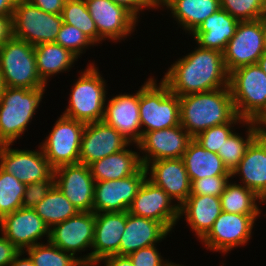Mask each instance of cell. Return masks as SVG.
Listing matches in <instances>:
<instances>
[{
  "mask_svg": "<svg viewBox=\"0 0 266 266\" xmlns=\"http://www.w3.org/2000/svg\"><path fill=\"white\" fill-rule=\"evenodd\" d=\"M160 5L166 6L173 18L190 34L221 8L220 0H158V7Z\"/></svg>",
  "mask_w": 266,
  "mask_h": 266,
  "instance_id": "f1b7e54d",
  "label": "cell"
},
{
  "mask_svg": "<svg viewBox=\"0 0 266 266\" xmlns=\"http://www.w3.org/2000/svg\"><path fill=\"white\" fill-rule=\"evenodd\" d=\"M220 7L239 21L258 20L265 14L263 0H220Z\"/></svg>",
  "mask_w": 266,
  "mask_h": 266,
  "instance_id": "f35d334b",
  "label": "cell"
},
{
  "mask_svg": "<svg viewBox=\"0 0 266 266\" xmlns=\"http://www.w3.org/2000/svg\"><path fill=\"white\" fill-rule=\"evenodd\" d=\"M55 185L54 174L45 181H36L26 184L22 208H34Z\"/></svg>",
  "mask_w": 266,
  "mask_h": 266,
  "instance_id": "b9f144b4",
  "label": "cell"
},
{
  "mask_svg": "<svg viewBox=\"0 0 266 266\" xmlns=\"http://www.w3.org/2000/svg\"><path fill=\"white\" fill-rule=\"evenodd\" d=\"M96 265H98V263L93 262V263H81L79 266H96Z\"/></svg>",
  "mask_w": 266,
  "mask_h": 266,
  "instance_id": "9f6ffc18",
  "label": "cell"
},
{
  "mask_svg": "<svg viewBox=\"0 0 266 266\" xmlns=\"http://www.w3.org/2000/svg\"><path fill=\"white\" fill-rule=\"evenodd\" d=\"M145 168L151 175L148 179L176 199L179 207L191 194V181L182 158L155 160Z\"/></svg>",
  "mask_w": 266,
  "mask_h": 266,
  "instance_id": "603a6c76",
  "label": "cell"
},
{
  "mask_svg": "<svg viewBox=\"0 0 266 266\" xmlns=\"http://www.w3.org/2000/svg\"><path fill=\"white\" fill-rule=\"evenodd\" d=\"M55 43L70 50L79 57L83 50L94 43L77 27L63 23L60 28Z\"/></svg>",
  "mask_w": 266,
  "mask_h": 266,
  "instance_id": "ab89813d",
  "label": "cell"
},
{
  "mask_svg": "<svg viewBox=\"0 0 266 266\" xmlns=\"http://www.w3.org/2000/svg\"><path fill=\"white\" fill-rule=\"evenodd\" d=\"M265 50L266 41L260 19L240 21L235 35L222 53L227 72L257 64Z\"/></svg>",
  "mask_w": 266,
  "mask_h": 266,
  "instance_id": "30bf717a",
  "label": "cell"
},
{
  "mask_svg": "<svg viewBox=\"0 0 266 266\" xmlns=\"http://www.w3.org/2000/svg\"><path fill=\"white\" fill-rule=\"evenodd\" d=\"M17 0H0V15H13Z\"/></svg>",
  "mask_w": 266,
  "mask_h": 266,
  "instance_id": "681fc988",
  "label": "cell"
},
{
  "mask_svg": "<svg viewBox=\"0 0 266 266\" xmlns=\"http://www.w3.org/2000/svg\"><path fill=\"white\" fill-rule=\"evenodd\" d=\"M133 266H170L172 262L164 261L155 245L141 248L130 255Z\"/></svg>",
  "mask_w": 266,
  "mask_h": 266,
  "instance_id": "7bdbcfd3",
  "label": "cell"
},
{
  "mask_svg": "<svg viewBox=\"0 0 266 266\" xmlns=\"http://www.w3.org/2000/svg\"><path fill=\"white\" fill-rule=\"evenodd\" d=\"M32 5L51 14H61L66 0H28Z\"/></svg>",
  "mask_w": 266,
  "mask_h": 266,
  "instance_id": "bcb514c9",
  "label": "cell"
},
{
  "mask_svg": "<svg viewBox=\"0 0 266 266\" xmlns=\"http://www.w3.org/2000/svg\"><path fill=\"white\" fill-rule=\"evenodd\" d=\"M179 59L165 73L163 81L178 96L209 92L229 86L222 52L198 46Z\"/></svg>",
  "mask_w": 266,
  "mask_h": 266,
  "instance_id": "6da1fadb",
  "label": "cell"
},
{
  "mask_svg": "<svg viewBox=\"0 0 266 266\" xmlns=\"http://www.w3.org/2000/svg\"><path fill=\"white\" fill-rule=\"evenodd\" d=\"M44 91L45 88L6 87L0 96V145L12 144L24 134Z\"/></svg>",
  "mask_w": 266,
  "mask_h": 266,
  "instance_id": "277c9868",
  "label": "cell"
},
{
  "mask_svg": "<svg viewBox=\"0 0 266 266\" xmlns=\"http://www.w3.org/2000/svg\"><path fill=\"white\" fill-rule=\"evenodd\" d=\"M5 89H6V84H5V81L3 79V75L0 71V96L5 91Z\"/></svg>",
  "mask_w": 266,
  "mask_h": 266,
  "instance_id": "db71d44e",
  "label": "cell"
},
{
  "mask_svg": "<svg viewBox=\"0 0 266 266\" xmlns=\"http://www.w3.org/2000/svg\"><path fill=\"white\" fill-rule=\"evenodd\" d=\"M173 199L148 177L135 196L128 212L157 222H161L169 231L180 220L179 206L172 205Z\"/></svg>",
  "mask_w": 266,
  "mask_h": 266,
  "instance_id": "5bb4252c",
  "label": "cell"
},
{
  "mask_svg": "<svg viewBox=\"0 0 266 266\" xmlns=\"http://www.w3.org/2000/svg\"><path fill=\"white\" fill-rule=\"evenodd\" d=\"M142 167L140 155L126 148L89 165L95 182L123 179L136 174Z\"/></svg>",
  "mask_w": 266,
  "mask_h": 266,
  "instance_id": "83f0119b",
  "label": "cell"
},
{
  "mask_svg": "<svg viewBox=\"0 0 266 266\" xmlns=\"http://www.w3.org/2000/svg\"><path fill=\"white\" fill-rule=\"evenodd\" d=\"M0 71L6 87L45 88L38 75L34 46L12 37L0 48Z\"/></svg>",
  "mask_w": 266,
  "mask_h": 266,
  "instance_id": "52a82bcc",
  "label": "cell"
},
{
  "mask_svg": "<svg viewBox=\"0 0 266 266\" xmlns=\"http://www.w3.org/2000/svg\"><path fill=\"white\" fill-rule=\"evenodd\" d=\"M34 54L38 75L45 84L50 76L67 71L78 59L70 50L55 42L34 46Z\"/></svg>",
  "mask_w": 266,
  "mask_h": 266,
  "instance_id": "4dcf8cb0",
  "label": "cell"
},
{
  "mask_svg": "<svg viewBox=\"0 0 266 266\" xmlns=\"http://www.w3.org/2000/svg\"><path fill=\"white\" fill-rule=\"evenodd\" d=\"M259 214H236L222 211L210 231L201 239L207 249L228 253L250 239Z\"/></svg>",
  "mask_w": 266,
  "mask_h": 266,
  "instance_id": "8fae6325",
  "label": "cell"
},
{
  "mask_svg": "<svg viewBox=\"0 0 266 266\" xmlns=\"http://www.w3.org/2000/svg\"><path fill=\"white\" fill-rule=\"evenodd\" d=\"M33 209L49 229L79 212L56 185Z\"/></svg>",
  "mask_w": 266,
  "mask_h": 266,
  "instance_id": "1f68e13d",
  "label": "cell"
},
{
  "mask_svg": "<svg viewBox=\"0 0 266 266\" xmlns=\"http://www.w3.org/2000/svg\"><path fill=\"white\" fill-rule=\"evenodd\" d=\"M13 15H0V48L13 37Z\"/></svg>",
  "mask_w": 266,
  "mask_h": 266,
  "instance_id": "7dc6e473",
  "label": "cell"
},
{
  "mask_svg": "<svg viewBox=\"0 0 266 266\" xmlns=\"http://www.w3.org/2000/svg\"><path fill=\"white\" fill-rule=\"evenodd\" d=\"M193 137L181 126L146 132L136 145L145 153L140 156L145 167L149 162L162 159L182 158Z\"/></svg>",
  "mask_w": 266,
  "mask_h": 266,
  "instance_id": "9a60e30c",
  "label": "cell"
},
{
  "mask_svg": "<svg viewBox=\"0 0 266 266\" xmlns=\"http://www.w3.org/2000/svg\"><path fill=\"white\" fill-rule=\"evenodd\" d=\"M61 15L63 23L77 27L94 44L99 43V34L85 0H66Z\"/></svg>",
  "mask_w": 266,
  "mask_h": 266,
  "instance_id": "e575fe53",
  "label": "cell"
},
{
  "mask_svg": "<svg viewBox=\"0 0 266 266\" xmlns=\"http://www.w3.org/2000/svg\"><path fill=\"white\" fill-rule=\"evenodd\" d=\"M118 5L123 6L129 12H131L137 19L139 11L143 8H158V0H110ZM142 9V10H141Z\"/></svg>",
  "mask_w": 266,
  "mask_h": 266,
  "instance_id": "ee69618b",
  "label": "cell"
},
{
  "mask_svg": "<svg viewBox=\"0 0 266 266\" xmlns=\"http://www.w3.org/2000/svg\"><path fill=\"white\" fill-rule=\"evenodd\" d=\"M106 266H133L128 256L110 255L102 259Z\"/></svg>",
  "mask_w": 266,
  "mask_h": 266,
  "instance_id": "c3c4849f",
  "label": "cell"
},
{
  "mask_svg": "<svg viewBox=\"0 0 266 266\" xmlns=\"http://www.w3.org/2000/svg\"><path fill=\"white\" fill-rule=\"evenodd\" d=\"M3 234L19 251L33 247L47 235L49 228L33 208H19L0 219ZM24 249V250H23Z\"/></svg>",
  "mask_w": 266,
  "mask_h": 266,
  "instance_id": "ac0fdd59",
  "label": "cell"
},
{
  "mask_svg": "<svg viewBox=\"0 0 266 266\" xmlns=\"http://www.w3.org/2000/svg\"><path fill=\"white\" fill-rule=\"evenodd\" d=\"M257 64L259 65V67L264 71V73L266 74V50L265 52L262 54V56L260 57V59L258 60Z\"/></svg>",
  "mask_w": 266,
  "mask_h": 266,
  "instance_id": "816d5d0a",
  "label": "cell"
},
{
  "mask_svg": "<svg viewBox=\"0 0 266 266\" xmlns=\"http://www.w3.org/2000/svg\"><path fill=\"white\" fill-rule=\"evenodd\" d=\"M104 109L103 121L116 129L130 143L138 144L142 138L139 90L134 94H119L111 98Z\"/></svg>",
  "mask_w": 266,
  "mask_h": 266,
  "instance_id": "7402d4cb",
  "label": "cell"
},
{
  "mask_svg": "<svg viewBox=\"0 0 266 266\" xmlns=\"http://www.w3.org/2000/svg\"><path fill=\"white\" fill-rule=\"evenodd\" d=\"M221 212L220 197L210 195H189L179 207L180 217L185 214L188 225L199 239L210 231Z\"/></svg>",
  "mask_w": 266,
  "mask_h": 266,
  "instance_id": "4316f807",
  "label": "cell"
},
{
  "mask_svg": "<svg viewBox=\"0 0 266 266\" xmlns=\"http://www.w3.org/2000/svg\"><path fill=\"white\" fill-rule=\"evenodd\" d=\"M25 253V251H20L15 258L13 259L12 263L9 266H34L32 259L29 257L20 258Z\"/></svg>",
  "mask_w": 266,
  "mask_h": 266,
  "instance_id": "f907efd6",
  "label": "cell"
},
{
  "mask_svg": "<svg viewBox=\"0 0 266 266\" xmlns=\"http://www.w3.org/2000/svg\"><path fill=\"white\" fill-rule=\"evenodd\" d=\"M256 200L263 203L254 191L244 185L227 183L224 192L220 195L222 211L236 214H261Z\"/></svg>",
  "mask_w": 266,
  "mask_h": 266,
  "instance_id": "d6a6232c",
  "label": "cell"
},
{
  "mask_svg": "<svg viewBox=\"0 0 266 266\" xmlns=\"http://www.w3.org/2000/svg\"><path fill=\"white\" fill-rule=\"evenodd\" d=\"M95 213L78 212L49 230V242L72 254L91 247L94 239Z\"/></svg>",
  "mask_w": 266,
  "mask_h": 266,
  "instance_id": "44dd1931",
  "label": "cell"
},
{
  "mask_svg": "<svg viewBox=\"0 0 266 266\" xmlns=\"http://www.w3.org/2000/svg\"><path fill=\"white\" fill-rule=\"evenodd\" d=\"M131 143L116 129L102 121L86 124L81 138L79 163H91L122 151Z\"/></svg>",
  "mask_w": 266,
  "mask_h": 266,
  "instance_id": "ffe728a7",
  "label": "cell"
},
{
  "mask_svg": "<svg viewBox=\"0 0 266 266\" xmlns=\"http://www.w3.org/2000/svg\"><path fill=\"white\" fill-rule=\"evenodd\" d=\"M55 185L80 211L92 212L95 180L83 163L63 165L54 170Z\"/></svg>",
  "mask_w": 266,
  "mask_h": 266,
  "instance_id": "e0dca14e",
  "label": "cell"
},
{
  "mask_svg": "<svg viewBox=\"0 0 266 266\" xmlns=\"http://www.w3.org/2000/svg\"><path fill=\"white\" fill-rule=\"evenodd\" d=\"M26 184L0 168V219L22 208Z\"/></svg>",
  "mask_w": 266,
  "mask_h": 266,
  "instance_id": "8d00e7d4",
  "label": "cell"
},
{
  "mask_svg": "<svg viewBox=\"0 0 266 266\" xmlns=\"http://www.w3.org/2000/svg\"><path fill=\"white\" fill-rule=\"evenodd\" d=\"M11 144L0 145V168L12 174L24 184L45 181L54 174V169L39 151L11 149Z\"/></svg>",
  "mask_w": 266,
  "mask_h": 266,
  "instance_id": "4fadbf2b",
  "label": "cell"
},
{
  "mask_svg": "<svg viewBox=\"0 0 266 266\" xmlns=\"http://www.w3.org/2000/svg\"><path fill=\"white\" fill-rule=\"evenodd\" d=\"M245 123L249 127L247 128L248 131H246L247 138L244 139L240 135L236 134V132H233L227 140H225L224 145L217 153L230 172L239 165L248 146L262 132L261 123L253 121H245Z\"/></svg>",
  "mask_w": 266,
  "mask_h": 266,
  "instance_id": "836d02e7",
  "label": "cell"
},
{
  "mask_svg": "<svg viewBox=\"0 0 266 266\" xmlns=\"http://www.w3.org/2000/svg\"><path fill=\"white\" fill-rule=\"evenodd\" d=\"M139 113L142 136L146 132L161 130L180 125L179 96L170 92L168 85L161 79L148 78L139 90Z\"/></svg>",
  "mask_w": 266,
  "mask_h": 266,
  "instance_id": "5b68a950",
  "label": "cell"
},
{
  "mask_svg": "<svg viewBox=\"0 0 266 266\" xmlns=\"http://www.w3.org/2000/svg\"><path fill=\"white\" fill-rule=\"evenodd\" d=\"M239 20L220 8L192 33L199 47L222 52L235 35Z\"/></svg>",
  "mask_w": 266,
  "mask_h": 266,
  "instance_id": "484cf974",
  "label": "cell"
},
{
  "mask_svg": "<svg viewBox=\"0 0 266 266\" xmlns=\"http://www.w3.org/2000/svg\"><path fill=\"white\" fill-rule=\"evenodd\" d=\"M263 5H264L265 13H266V0H263Z\"/></svg>",
  "mask_w": 266,
  "mask_h": 266,
  "instance_id": "6f0895ef",
  "label": "cell"
},
{
  "mask_svg": "<svg viewBox=\"0 0 266 266\" xmlns=\"http://www.w3.org/2000/svg\"><path fill=\"white\" fill-rule=\"evenodd\" d=\"M190 181L212 176H232L221 157L192 140L182 157Z\"/></svg>",
  "mask_w": 266,
  "mask_h": 266,
  "instance_id": "f546056e",
  "label": "cell"
},
{
  "mask_svg": "<svg viewBox=\"0 0 266 266\" xmlns=\"http://www.w3.org/2000/svg\"><path fill=\"white\" fill-rule=\"evenodd\" d=\"M86 124L61 115L39 146L51 167L79 163L81 138Z\"/></svg>",
  "mask_w": 266,
  "mask_h": 266,
  "instance_id": "9c48e42d",
  "label": "cell"
},
{
  "mask_svg": "<svg viewBox=\"0 0 266 266\" xmlns=\"http://www.w3.org/2000/svg\"><path fill=\"white\" fill-rule=\"evenodd\" d=\"M32 259L34 266H79L81 262L78 257L67 253L47 240L45 244H36L25 249Z\"/></svg>",
  "mask_w": 266,
  "mask_h": 266,
  "instance_id": "d590c367",
  "label": "cell"
},
{
  "mask_svg": "<svg viewBox=\"0 0 266 266\" xmlns=\"http://www.w3.org/2000/svg\"><path fill=\"white\" fill-rule=\"evenodd\" d=\"M262 132L266 135V119L261 123Z\"/></svg>",
  "mask_w": 266,
  "mask_h": 266,
  "instance_id": "11a10c76",
  "label": "cell"
},
{
  "mask_svg": "<svg viewBox=\"0 0 266 266\" xmlns=\"http://www.w3.org/2000/svg\"><path fill=\"white\" fill-rule=\"evenodd\" d=\"M94 64L88 65L74 84L69 106L62 115L89 124L102 121L104 117L106 83Z\"/></svg>",
  "mask_w": 266,
  "mask_h": 266,
  "instance_id": "8992f818",
  "label": "cell"
},
{
  "mask_svg": "<svg viewBox=\"0 0 266 266\" xmlns=\"http://www.w3.org/2000/svg\"><path fill=\"white\" fill-rule=\"evenodd\" d=\"M229 88L236 115L257 123L266 119V74L258 64L231 71Z\"/></svg>",
  "mask_w": 266,
  "mask_h": 266,
  "instance_id": "3957f363",
  "label": "cell"
},
{
  "mask_svg": "<svg viewBox=\"0 0 266 266\" xmlns=\"http://www.w3.org/2000/svg\"><path fill=\"white\" fill-rule=\"evenodd\" d=\"M259 19H260V22H261V25L264 31V36H265V41H266V13L263 16H261Z\"/></svg>",
  "mask_w": 266,
  "mask_h": 266,
  "instance_id": "f5cc1de1",
  "label": "cell"
},
{
  "mask_svg": "<svg viewBox=\"0 0 266 266\" xmlns=\"http://www.w3.org/2000/svg\"><path fill=\"white\" fill-rule=\"evenodd\" d=\"M148 172L143 166L136 174L123 179L96 181L93 198L94 213L128 211Z\"/></svg>",
  "mask_w": 266,
  "mask_h": 266,
  "instance_id": "7c38bea8",
  "label": "cell"
},
{
  "mask_svg": "<svg viewBox=\"0 0 266 266\" xmlns=\"http://www.w3.org/2000/svg\"><path fill=\"white\" fill-rule=\"evenodd\" d=\"M127 211L95 213L93 251L79 257L81 263H99L110 255H119L121 237L126 228Z\"/></svg>",
  "mask_w": 266,
  "mask_h": 266,
  "instance_id": "d6986e66",
  "label": "cell"
},
{
  "mask_svg": "<svg viewBox=\"0 0 266 266\" xmlns=\"http://www.w3.org/2000/svg\"><path fill=\"white\" fill-rule=\"evenodd\" d=\"M241 183L266 202V135L261 132L248 146L239 165L231 172Z\"/></svg>",
  "mask_w": 266,
  "mask_h": 266,
  "instance_id": "cb8c5ba5",
  "label": "cell"
},
{
  "mask_svg": "<svg viewBox=\"0 0 266 266\" xmlns=\"http://www.w3.org/2000/svg\"><path fill=\"white\" fill-rule=\"evenodd\" d=\"M89 14L95 22L99 42L108 38L122 40L135 29L138 19L123 6L110 0H85Z\"/></svg>",
  "mask_w": 266,
  "mask_h": 266,
  "instance_id": "2e32d148",
  "label": "cell"
},
{
  "mask_svg": "<svg viewBox=\"0 0 266 266\" xmlns=\"http://www.w3.org/2000/svg\"><path fill=\"white\" fill-rule=\"evenodd\" d=\"M170 266H182V265L172 263Z\"/></svg>",
  "mask_w": 266,
  "mask_h": 266,
  "instance_id": "680465c9",
  "label": "cell"
},
{
  "mask_svg": "<svg viewBox=\"0 0 266 266\" xmlns=\"http://www.w3.org/2000/svg\"><path fill=\"white\" fill-rule=\"evenodd\" d=\"M12 25L14 38L36 46L55 42L63 19L61 14L45 12L28 0H17Z\"/></svg>",
  "mask_w": 266,
  "mask_h": 266,
  "instance_id": "ba28073f",
  "label": "cell"
},
{
  "mask_svg": "<svg viewBox=\"0 0 266 266\" xmlns=\"http://www.w3.org/2000/svg\"><path fill=\"white\" fill-rule=\"evenodd\" d=\"M232 176H208L191 182L190 195H210L220 197Z\"/></svg>",
  "mask_w": 266,
  "mask_h": 266,
  "instance_id": "60d3db41",
  "label": "cell"
},
{
  "mask_svg": "<svg viewBox=\"0 0 266 266\" xmlns=\"http://www.w3.org/2000/svg\"><path fill=\"white\" fill-rule=\"evenodd\" d=\"M237 122V123H236ZM242 123L245 125V121L236 115L229 123L213 126L204 130L198 134L194 140H196L204 149L218 153V150L222 148L225 140L233 133L232 124Z\"/></svg>",
  "mask_w": 266,
  "mask_h": 266,
  "instance_id": "74e56055",
  "label": "cell"
},
{
  "mask_svg": "<svg viewBox=\"0 0 266 266\" xmlns=\"http://www.w3.org/2000/svg\"><path fill=\"white\" fill-rule=\"evenodd\" d=\"M20 251L4 236H0V266H9Z\"/></svg>",
  "mask_w": 266,
  "mask_h": 266,
  "instance_id": "f6af8a7d",
  "label": "cell"
},
{
  "mask_svg": "<svg viewBox=\"0 0 266 266\" xmlns=\"http://www.w3.org/2000/svg\"><path fill=\"white\" fill-rule=\"evenodd\" d=\"M180 125L195 138L213 126L229 123L236 112L230 88L179 96Z\"/></svg>",
  "mask_w": 266,
  "mask_h": 266,
  "instance_id": "7a4b0ae2",
  "label": "cell"
},
{
  "mask_svg": "<svg viewBox=\"0 0 266 266\" xmlns=\"http://www.w3.org/2000/svg\"><path fill=\"white\" fill-rule=\"evenodd\" d=\"M170 233L161 223L152 219L139 217L127 211L126 228L121 237L119 255L128 256L131 253L159 241Z\"/></svg>",
  "mask_w": 266,
  "mask_h": 266,
  "instance_id": "d4e9b609",
  "label": "cell"
}]
</instances>
